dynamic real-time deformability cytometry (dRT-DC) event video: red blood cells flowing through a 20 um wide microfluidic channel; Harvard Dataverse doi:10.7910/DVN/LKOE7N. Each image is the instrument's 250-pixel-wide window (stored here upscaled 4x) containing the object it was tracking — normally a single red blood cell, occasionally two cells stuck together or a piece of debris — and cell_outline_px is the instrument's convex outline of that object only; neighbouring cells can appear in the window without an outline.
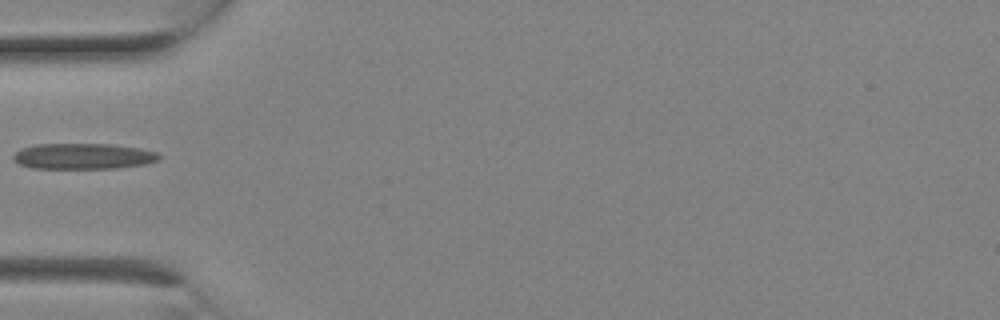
{"species": "Egyptian fruit bat (a non-hibernating species)", "species_latin": "Rousettus aegyptiacus", "temperature_condition": "room temperature", "stored_images_in_passage": 2, "camera_frame_rate_fps": 3000, "um_per_image_px": 0.085, "animal": {"sex": "female"}, "frame": {"image": 1, "passage_image": 2, "time_ms": 0.333, "image_size_px": [1000, 320], "cell_outline_px": [[160, 160], [144, 164], [116, 168], [32, 168], [20, 164], [12, 160], [12, 156], [20, 148], [36, 144], [112, 144], [140, 148], [156, 152], [160, 156]], "centroid_in_image_um": [7.05, 13.27], "position_along_channel_um": 77.9, "area_um2": 21.96}}